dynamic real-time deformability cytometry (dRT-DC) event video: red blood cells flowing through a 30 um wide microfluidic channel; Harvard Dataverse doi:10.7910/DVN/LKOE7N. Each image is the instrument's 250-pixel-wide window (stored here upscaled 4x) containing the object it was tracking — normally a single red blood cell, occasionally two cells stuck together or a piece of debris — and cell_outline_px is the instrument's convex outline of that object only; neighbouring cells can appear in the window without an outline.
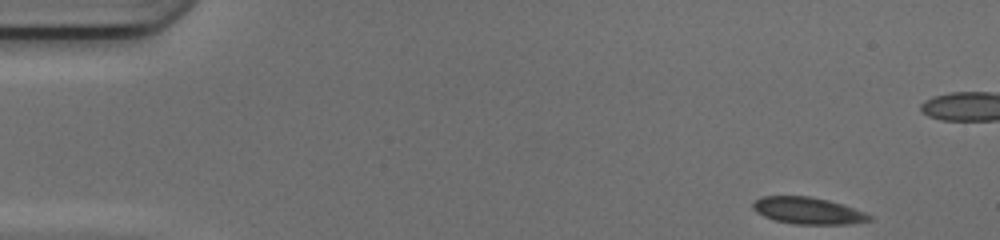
{"species": "common noctule bat (a hibernating species)", "species_latin": "Nyctalus noctula", "temperature_condition": "cold", "stored_images_in_passage": 47, "camera_frame_rate_fps": 3000, "um_per_image_px": 0.085, "animal": {"sex": "female", "body_mass_g": 17.0, "forearm_length_mm": 48.0}, "frame": {"image": 1, "passage_image": 1, "time_ms": 0.0, "image_size_px": [1000, 240], "cell_outline_px": [[872, 220], [848, 224], [796, 224], [776, 220], [764, 216], [756, 212], [752, 208], [752, 204], [756, 200], [764, 196], [808, 196], [828, 200], [864, 212], [872, 216]], "centroid_in_image_um": [68.66, 17.91], "position_along_channel_um": 16.3, "area_um2": 17.92}}
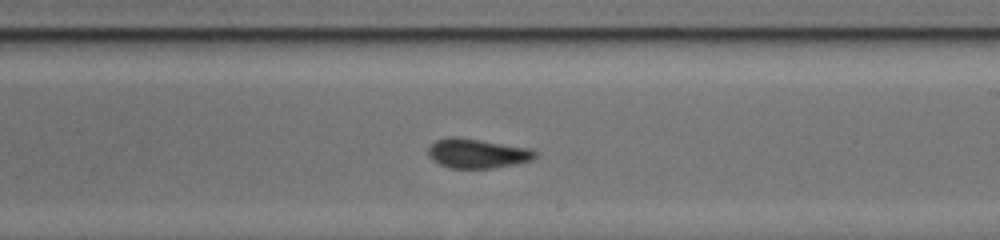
{"frame": {"image": 2, "passage_image": 26, "time_ms": 8.333, "image_size_px": [1000, 240], "cell_outline_px": [[540, 152], [532, 160], [516, 164], [492, 168], [448, 168], [432, 160], [428, 156], [428, 144], [436, 140], [452, 136], [456, 136], [532, 148]], "centroid_in_image_um": [40.57, 13.03], "position_along_channel_um": 248.4, "area_um2": 18.73}}
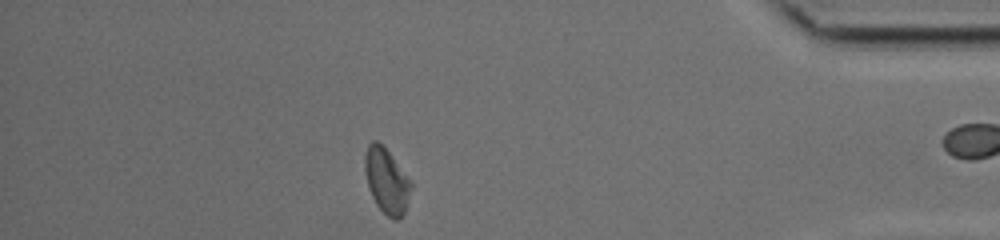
{"frame": {"image": 3, "passage_image": 40, "time_ms": 13.0, "image_size_px": [1000, 240], "cell_outline_px": [[412, 184], [404, 212], [396, 220], [392, 220], [376, 204], [368, 188], [364, 168], [364, 156], [368, 144], [372, 140], [376, 140], [388, 152]], "centroid_in_image_um": [32.81, 15.37], "position_along_channel_um": 402.4, "area_um2": 16.99}, "authors_computed_cell_mechanics": {"area_um2": 18.0336, "velocity_mm_per_s": 4.1774, "shape_relaxation_time_tau1_ms": 2.6876, "shape_relaxation_time_tau2_ms": 1.6502, "deformation_change_tau1": 0.1113, "deformation_change_tau2": 0.0506}}